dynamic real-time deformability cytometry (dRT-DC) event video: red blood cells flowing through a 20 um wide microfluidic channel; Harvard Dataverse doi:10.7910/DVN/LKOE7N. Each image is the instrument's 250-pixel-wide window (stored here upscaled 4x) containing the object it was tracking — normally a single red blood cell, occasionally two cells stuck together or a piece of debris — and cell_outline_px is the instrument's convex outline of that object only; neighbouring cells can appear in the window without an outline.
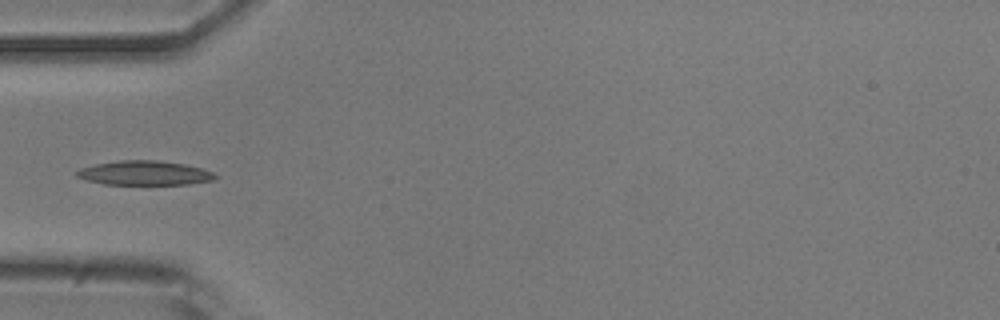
{"species": "common noctule bat (a hibernating species)", "species_latin": "Nyctalus noctula", "temperature_condition": "room temperature", "stored_images_in_passage": 5, "camera_frame_rate_fps": 3000, "um_per_image_px": 0.085, "animal": {"sex": "male", "body_mass_g": 20.5, "forearm_length_mm": 52.5}, "frame": {"image": 1, "passage_image": 4, "time_ms": 1.0, "image_size_px": [1000, 320], "cell_outline_px": [[216, 176], [212, 180], [192, 184], [104, 184], [88, 180], [76, 176], [72, 172], [80, 168], [96, 164], [120, 160], [156, 160], [184, 164], [200, 168], [212, 172]], "centroid_in_image_um": [12.23, 14.7], "position_along_channel_um": 72.8, "area_um2": 19.48}}
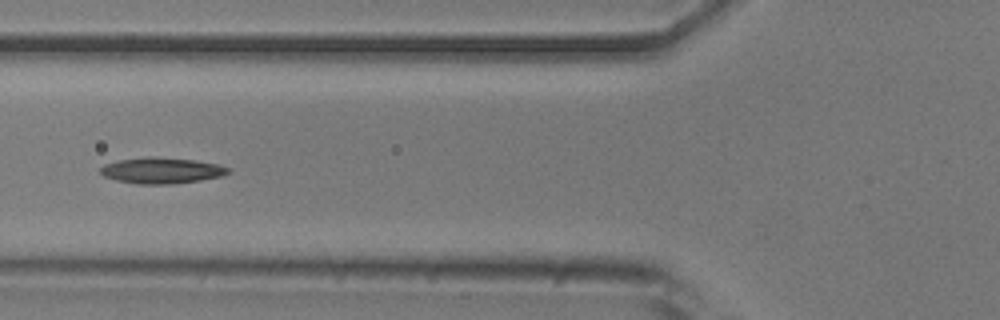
{"frame": {"image": 2, "passage_image": 5, "time_ms": 1.333, "image_size_px": [1000, 320], "cell_outline_px": [[232, 172], [220, 176], [200, 180], [172, 184], [136, 184], [116, 180], [104, 176], [100, 172], [100, 168], [104, 164], [120, 160], [148, 156], [156, 156], [196, 160], [216, 164], [228, 168]], "centroid_in_image_um": [13.72, 14.49], "position_along_channel_um": 112.1, "area_um2": 19.36}}